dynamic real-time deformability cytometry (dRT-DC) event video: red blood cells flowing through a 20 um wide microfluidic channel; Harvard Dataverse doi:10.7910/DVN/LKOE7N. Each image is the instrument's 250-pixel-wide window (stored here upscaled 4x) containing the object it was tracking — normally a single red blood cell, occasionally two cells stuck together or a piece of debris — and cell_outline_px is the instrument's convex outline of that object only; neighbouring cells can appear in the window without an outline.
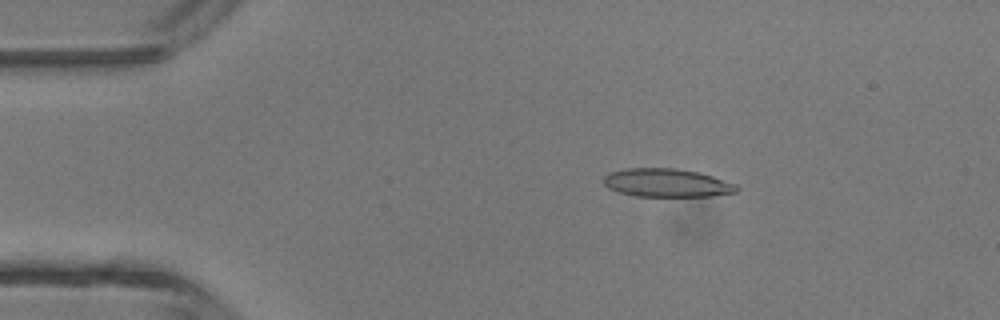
{"species": "common noctule bat (a hibernating species)", "species_latin": "Nyctalus noctula", "temperature_condition": "room temperature", "stored_images_in_passage": 6, "camera_frame_rate_fps": 3000, "um_per_image_px": 0.085, "animal": {"sex": "male", "body_mass_g": 13.3}, "frame": {"image": 1, "passage_image": 3, "time_ms": 0.667, "image_size_px": [1000, 320], "cell_outline_px": [[740, 188], [736, 192], [712, 196], [636, 196], [620, 192], [608, 188], [604, 184], [604, 176], [608, 172], [624, 168], [676, 168], [700, 172], [736, 184]], "centroid_in_image_um": [56.67, 15.53], "position_along_channel_um": 28.3, "area_um2": 22.08}}
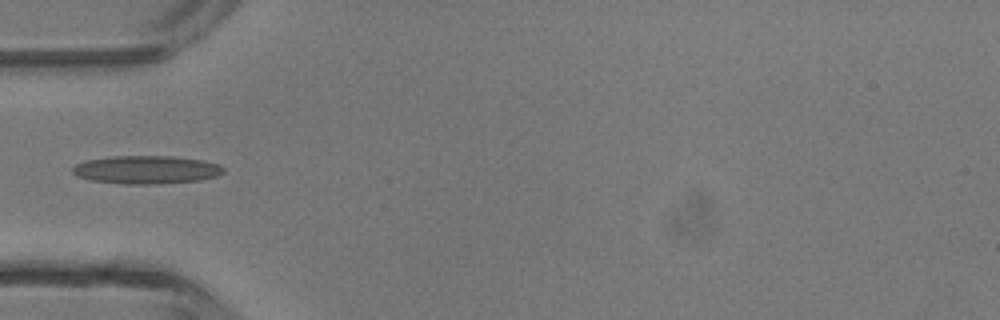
{"frame": {"image": 2, "passage_image": 5, "time_ms": 1.333, "image_size_px": [1000, 320], "cell_outline_px": [[224, 172], [216, 176], [200, 180], [160, 184], [124, 184], [92, 180], [76, 176], [72, 172], [72, 168], [76, 164], [88, 160], [112, 156], [172, 156], [204, 160], [220, 164], [224, 168]], "centroid_in_image_um": [12.47, 14.42], "position_along_channel_um": 72.5, "area_um2": 24.85}}
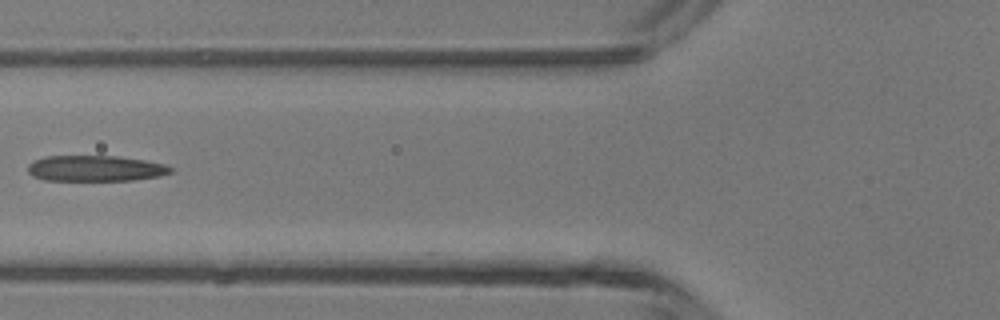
{"frame": {"image": 3, "passage_image": 6, "time_ms": 1.667, "image_size_px": [1000, 320], "cell_outline_px": [[172, 172], [160, 176], [132, 180], [44, 180], [32, 176], [28, 172], [28, 164], [32, 160], [44, 156], [116, 156], [144, 160], [164, 164], [172, 168]], "centroid_in_image_um": [8.07, 14.31], "position_along_channel_um": 117.7, "area_um2": 21.5}}